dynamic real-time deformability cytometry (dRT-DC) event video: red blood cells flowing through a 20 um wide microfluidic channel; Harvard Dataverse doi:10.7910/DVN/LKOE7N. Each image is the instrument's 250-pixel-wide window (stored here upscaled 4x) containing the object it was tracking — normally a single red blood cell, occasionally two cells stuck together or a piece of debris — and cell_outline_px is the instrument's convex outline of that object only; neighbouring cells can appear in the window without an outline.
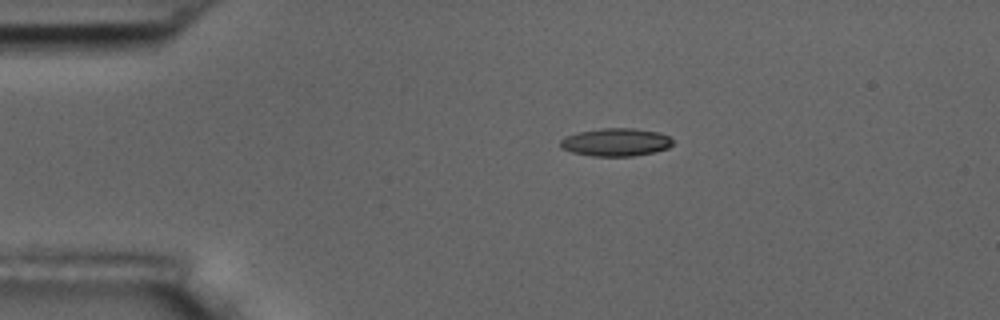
{"species": "common noctule bat (a hibernating species)", "species_latin": "Nyctalus noctula", "temperature_condition": "room temperature", "stored_images_in_passage": 3, "camera_frame_rate_fps": 3000, "um_per_image_px": 0.085, "animal": {"sex": "male", "body_mass_g": 17.5, "forearm_length_mm": 52.3}, "frame": {"image": 1, "passage_image": 2, "time_ms": 1.0, "image_size_px": [1000, 320], "cell_outline_px": [[672, 144], [668, 148], [652, 152], [632, 156], [592, 156], [572, 152], [560, 148], [560, 140], [564, 136], [576, 132], [600, 128], [632, 128], [656, 132], [668, 136], [672, 140]], "centroid_in_image_um": [52.28, 12.08], "position_along_channel_um": 32.7, "area_um2": 18.26}}